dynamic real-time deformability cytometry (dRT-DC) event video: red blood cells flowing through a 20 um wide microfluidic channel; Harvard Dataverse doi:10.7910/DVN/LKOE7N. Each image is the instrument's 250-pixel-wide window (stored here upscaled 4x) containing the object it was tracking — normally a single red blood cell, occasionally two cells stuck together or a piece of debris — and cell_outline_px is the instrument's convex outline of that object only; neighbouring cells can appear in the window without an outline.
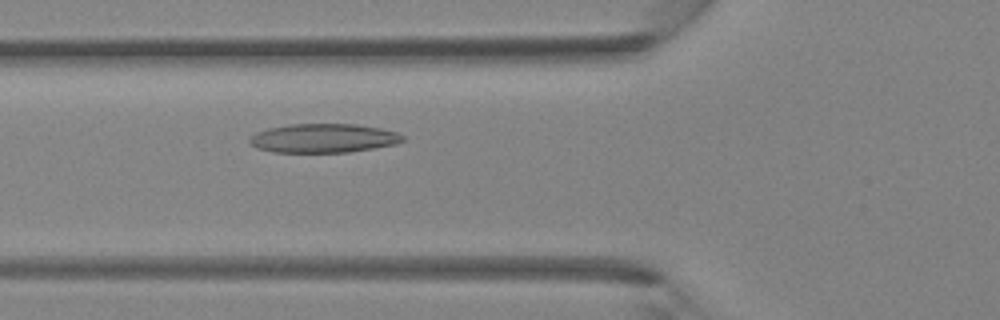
{"species": "Egyptian fruit bat (a non-hibernating species)", "species_latin": "Rousettus aegyptiacus", "temperature_condition": "room temperature", "stored_images_in_passage": 40, "camera_frame_rate_fps": 3000, "um_per_image_px": 0.085, "animal": {"sex": "female"}, "frame": {"image": 1, "passage_image": 14, "time_ms": 4.333, "image_size_px": [1000, 320], "cell_outline_px": [[404, 140], [396, 144], [348, 152], [272, 152], [256, 148], [248, 140], [256, 132], [268, 128], [288, 124], [356, 124], [380, 128], [396, 132], [404, 136]], "centroid_in_image_um": [27.48, 11.74], "position_along_channel_um": 98.3, "area_um2": 25.78}}
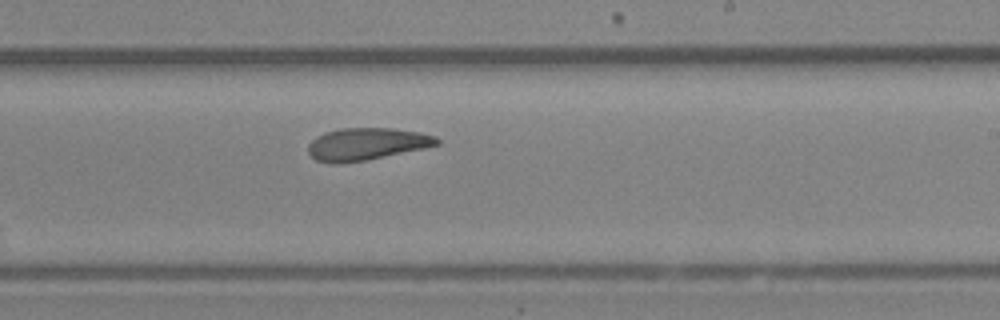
{"frame": {"image": 2, "passage_image": 24, "time_ms": 7.667, "image_size_px": [1000, 320], "cell_outline_px": [[440, 144], [424, 148], [364, 160], [336, 164], [332, 164], [316, 160], [308, 152], [308, 144], [316, 136], [324, 132], [340, 128], [392, 128], [420, 132], [436, 136], [440, 140]], "centroid_in_image_um": [31.14, 12.23], "position_along_channel_um": 257.9, "area_um2": 24.16}}
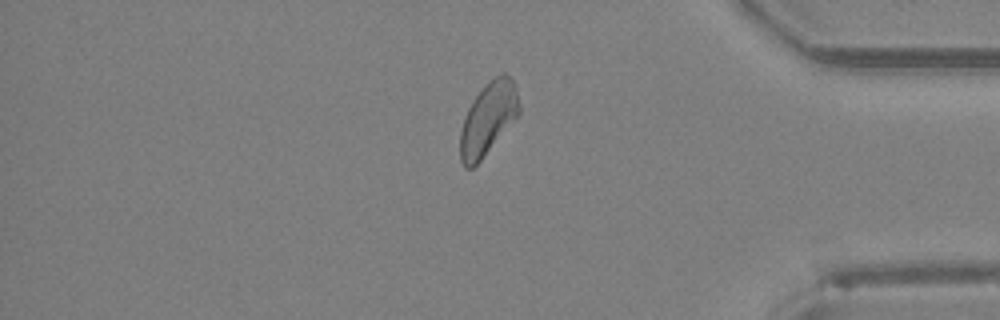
{"frame": {"image": 3, "passage_image": 34, "time_ms": 11.0, "image_size_px": [1000, 320], "cell_outline_px": [[520, 112], [480, 160], [472, 168], [464, 168], [460, 160], [460, 132], [464, 116], [472, 100], [484, 84], [500, 72], [504, 72], [516, 84], [520, 104]], "centroid_in_image_um": [41.48, 10.04], "position_along_channel_um": 393.7, "area_um2": 24.85}}